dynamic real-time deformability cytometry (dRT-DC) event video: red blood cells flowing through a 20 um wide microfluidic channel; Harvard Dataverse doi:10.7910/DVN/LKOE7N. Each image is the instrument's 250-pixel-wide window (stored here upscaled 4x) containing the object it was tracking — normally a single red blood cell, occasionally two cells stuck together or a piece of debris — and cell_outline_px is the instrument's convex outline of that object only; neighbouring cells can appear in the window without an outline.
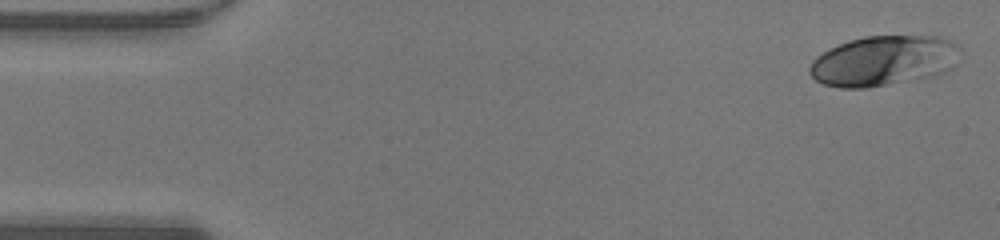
{"species": "human", "species_latin": "Homo sapiens", "temperature_condition": "warm", "stored_images_in_passage": 47, "camera_frame_rate_fps": 3000, "um_per_image_px": 0.085, "donor": {"sex": "male"}, "frame": {"image": 1, "passage_image": 1, "time_ms": 0.0, "image_size_px": [1000, 240], "cell_outline_px": [[960, 48], [956, 64], [952, 68], [928, 76], [868, 88], [840, 88], [824, 84], [816, 80], [808, 72], [808, 68], [812, 60], [816, 56], [848, 40], [864, 36], [936, 36], [948, 40], [956, 44]], "centroid_in_image_um": [75.07, 5.16], "position_along_channel_um": 9.9, "area_um2": 43.64}}
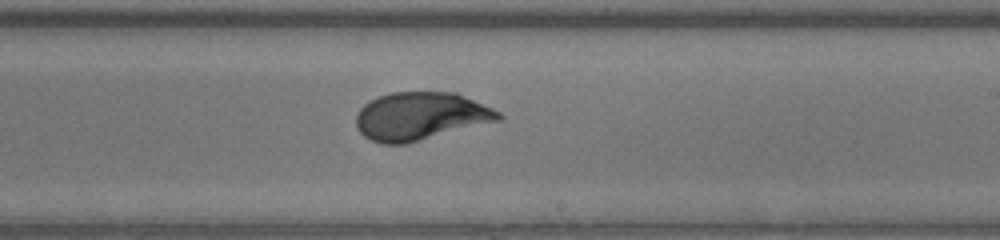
{"frame": {"image": 2, "passage_image": 27, "time_ms": 8.667, "image_size_px": [1000, 240], "cell_outline_px": [[504, 116], [500, 120], [408, 144], [380, 144], [364, 136], [356, 128], [356, 116], [360, 108], [364, 104], [380, 96], [392, 92], [456, 92], [492, 108], [500, 112]], "centroid_in_image_um": [35.75, 9.89], "position_along_channel_um": 253.3, "area_um2": 39.88}}
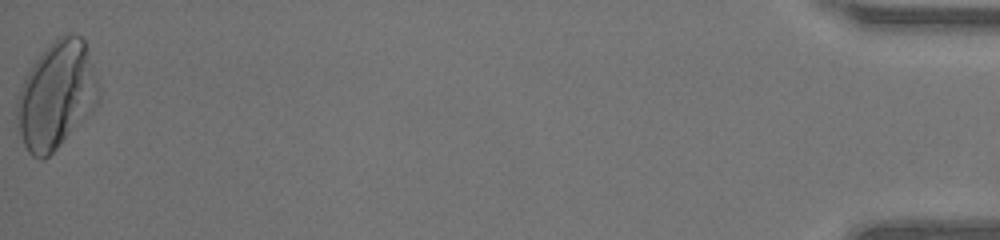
{"frame": {"image": 3, "passage_image": 47, "time_ms": 15.333, "image_size_px": [1000, 240], "cell_outline_px": [[100, 96], [96, 104], [56, 148], [44, 160], [40, 160], [32, 156], [28, 152], [24, 144], [20, 132], [16, 116], [16, 100], [20, 88], [32, 64], [56, 36], [68, 32], [72, 32], [80, 36], [84, 40], [100, 92]], "centroid_in_image_um": [4.76, 8.05], "position_along_channel_um": 430.4, "area_um2": 50.17}, "authors_computed_cell_mechanics": {"area_um2": 39.1884, "velocity_mm_per_s": 4.3076, "shape_relaxation_time_tau1_ms": 3.3182, "shape_relaxation_time_tau2_ms": null, "deformation_change_tau1": 0.1875, "deformation_change_tau2": null}}